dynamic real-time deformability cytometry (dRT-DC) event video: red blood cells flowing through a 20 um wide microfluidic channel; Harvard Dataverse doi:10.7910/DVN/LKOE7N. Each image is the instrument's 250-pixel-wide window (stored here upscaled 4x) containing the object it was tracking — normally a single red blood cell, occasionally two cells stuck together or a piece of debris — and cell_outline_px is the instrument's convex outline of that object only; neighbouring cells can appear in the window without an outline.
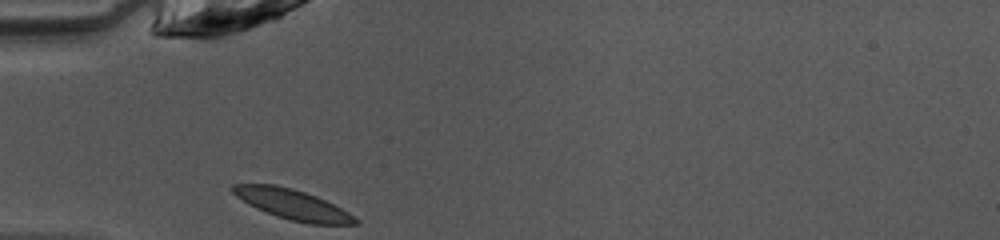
{"species": "common noctule bat (a hibernating species)", "species_latin": "Nyctalus noctula", "temperature_condition": "warm", "stored_images_in_passage": 27, "camera_frame_rate_fps": 3000, "um_per_image_px": 0.085, "animal": {"sex": "female", "body_mass_g": 10.0, "forearm_length_mm": 53.1}, "frame": {"image": 1, "passage_image": 1, "time_ms": 0.0, "image_size_px": [1000, 240], "cell_outline_px": [[360, 224], [308, 224], [288, 220], [276, 216], [256, 208], [248, 204], [236, 196], [232, 192], [232, 184], [276, 184], [292, 188], [316, 196], [348, 212], [360, 220]], "centroid_in_image_um": [24.86, 17.38], "position_along_channel_um": 60.1, "area_um2": 21.44}}
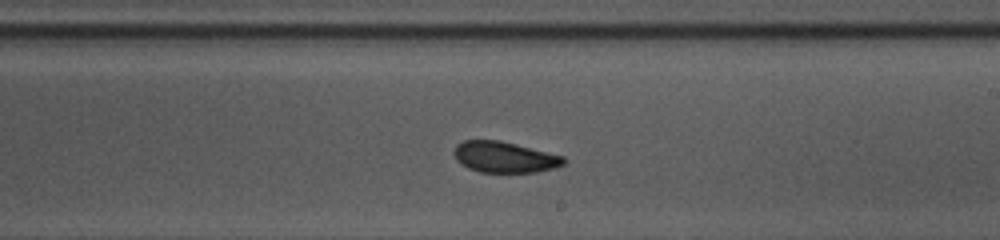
{"frame": {"image": 2, "passage_image": 15, "time_ms": 4.667, "image_size_px": [1000, 240], "cell_outline_px": [[564, 164], [552, 168], [536, 172], [480, 172], [468, 168], [456, 160], [452, 152], [456, 144], [464, 140], [500, 140], [564, 156]], "centroid_in_image_um": [42.83, 13.34], "position_along_channel_um": 246.2, "area_um2": 19.77}}
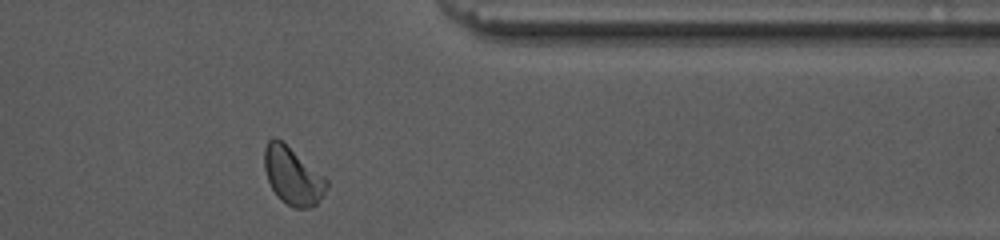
{"frame": {"image": 3, "passage_image": 26, "time_ms": 8.333, "image_size_px": [1000, 240], "cell_outline_px": [[328, 184], [324, 192], [316, 204], [312, 208], [296, 208], [280, 200], [276, 196], [268, 180], [264, 168], [264, 148], [268, 140], [272, 136], [276, 136], [324, 176], [328, 180]], "centroid_in_image_um": [24.85, 14.94], "position_along_channel_um": 386.6, "area_um2": 20.75}, "authors_computed_cell_mechanics": {"area_um2": 20.6924, "velocity_mm_per_s": 4.0638, "shape_relaxation_time_tau1_ms": 2.2878, "shape_relaxation_time_tau2_ms": 1.4221, "deformation_change_tau1": 0.0905, "deformation_change_tau2": 0.0647}}